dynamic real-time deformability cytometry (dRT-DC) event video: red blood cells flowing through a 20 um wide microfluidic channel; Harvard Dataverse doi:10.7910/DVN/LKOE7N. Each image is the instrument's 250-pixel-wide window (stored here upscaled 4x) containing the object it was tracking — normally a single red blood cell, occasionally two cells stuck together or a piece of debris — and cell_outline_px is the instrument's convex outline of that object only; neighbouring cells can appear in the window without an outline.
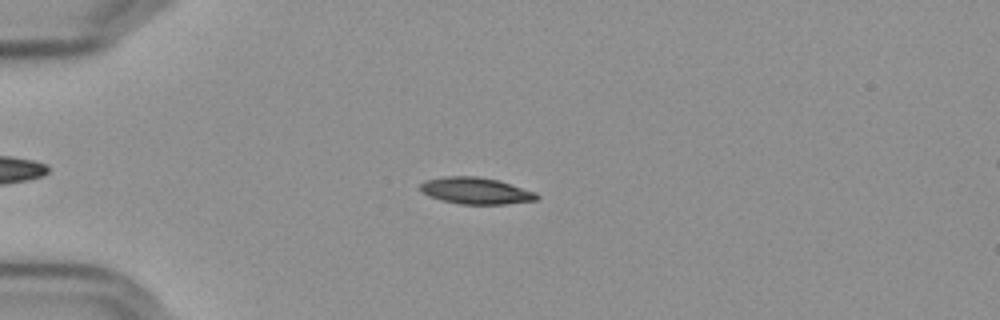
{"species": "Egyptian fruit bat (a non-hibernating species)", "species_latin": "Rousettus aegyptiacus", "temperature_condition": "cold", "stored_images_in_passage": 57, "camera_frame_rate_fps": 3000, "um_per_image_px": 0.085, "frame": {"image": 1, "passage_image": 15, "time_ms": 4.667, "image_size_px": [1000, 320], "cell_outline_px": [[540, 196], [536, 200], [504, 204], [460, 204], [440, 200], [428, 196], [420, 188], [420, 184], [424, 180], [444, 176], [476, 176], [500, 180], [536, 192]], "centroid_in_image_um": [40.44, 16.21], "position_along_channel_um": 44.6, "area_um2": 18.21}}
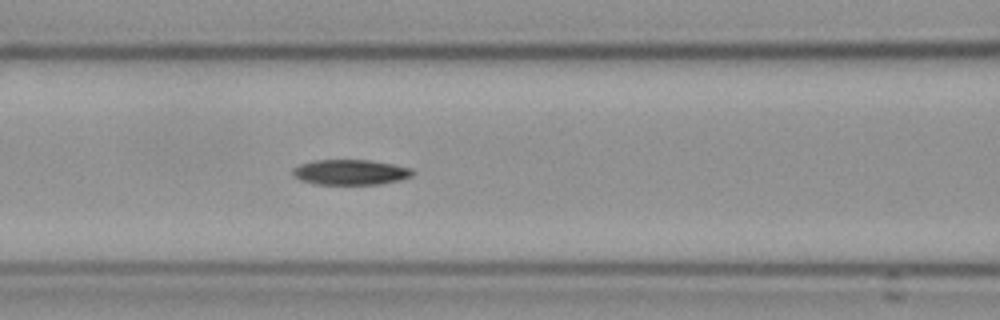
{"frame": {"image": 2, "passage_image": 25, "time_ms": 8.0, "image_size_px": [1000, 320], "cell_outline_px": [[412, 176], [400, 180], [380, 184], [316, 184], [300, 180], [292, 176], [292, 168], [300, 164], [316, 160], [368, 160], [392, 164], [412, 168]], "centroid_in_image_um": [29.75, 14.64], "position_along_channel_um": 136.8, "area_um2": 17.63}}
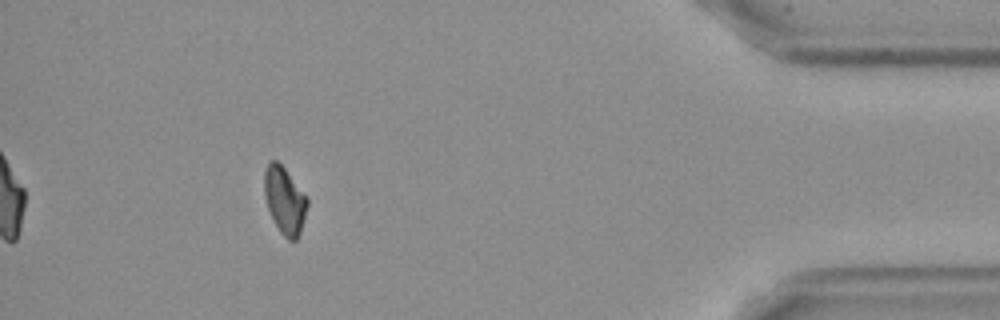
{"frame": {"image": 3, "passage_image": 52, "time_ms": 17.0, "image_size_px": [1000, 320], "cell_outline_px": [[308, 204], [300, 232], [296, 240], [288, 240], [280, 232], [268, 208], [264, 196], [264, 172], [268, 164], [272, 160], [276, 160], [284, 168], [308, 196]], "centroid_in_image_um": [24.2, 17.02], "position_along_channel_um": 411.0, "area_um2": 16.65}, "authors_computed_cell_mechanics": {"area_um2": 17.4556, "velocity_mm_per_s": 3.6027, "shape_relaxation_time_tau1_ms": 10.0729, "shape_relaxation_time_tau2_ms": null, "deformation_change_tau1": 0.2003, "deformation_change_tau2": null}}